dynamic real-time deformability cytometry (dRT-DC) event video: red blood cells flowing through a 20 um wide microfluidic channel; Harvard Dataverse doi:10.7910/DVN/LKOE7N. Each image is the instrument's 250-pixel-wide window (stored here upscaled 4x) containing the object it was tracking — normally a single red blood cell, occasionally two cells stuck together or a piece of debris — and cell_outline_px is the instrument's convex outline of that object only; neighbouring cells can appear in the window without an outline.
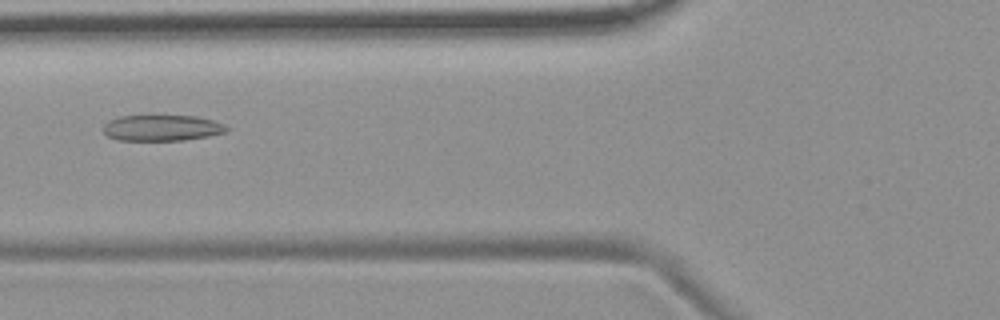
{"species": "common noctule bat (a hibernating species)", "species_latin": "Nyctalus noctula", "temperature_condition": "room temperature", "stored_images_in_passage": 4, "camera_frame_rate_fps": 3000, "um_per_image_px": 0.085, "animal": {"sex": "female", "body_mass_g": 19.9}, "frame": {"image": 1, "passage_image": 4, "time_ms": 3.667, "image_size_px": [1000, 320], "cell_outline_px": [[228, 132], [208, 136], [184, 140], [116, 140], [108, 136], [104, 132], [104, 124], [108, 120], [120, 116], [196, 116], [212, 120], [224, 124], [228, 128]], "centroid_in_image_um": [13.77, 10.87], "position_along_channel_um": 112.0, "area_um2": 18.61}}